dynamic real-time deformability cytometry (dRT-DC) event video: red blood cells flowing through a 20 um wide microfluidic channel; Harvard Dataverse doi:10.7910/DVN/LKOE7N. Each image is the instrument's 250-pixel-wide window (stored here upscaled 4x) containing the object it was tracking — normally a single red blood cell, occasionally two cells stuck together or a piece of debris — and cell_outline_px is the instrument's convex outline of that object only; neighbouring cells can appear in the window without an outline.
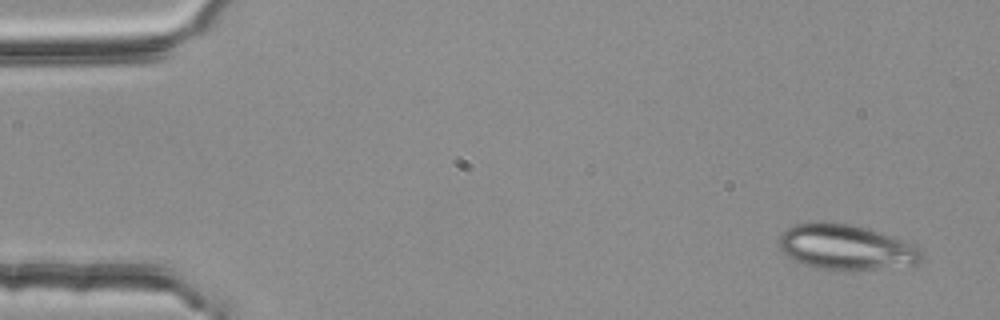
{"species": "common noctule bat (a hibernating species)", "species_latin": "Nyctalus noctula", "temperature_condition": "room temperature", "stored_images_in_passage": 3, "camera_frame_rate_fps": 3000, "um_per_image_px": 0.085, "animal": {"sex": "female", "body_mass_g": 25.1}, "frame": {"image": 1, "passage_image": 1, "time_ms": 0.0, "image_size_px": [1000, 320], "cell_outline_px": [[924, 260], [916, 264], [876, 268], [816, 268], [792, 260], [776, 244], [780, 236], [788, 228], [796, 224], [816, 220], [824, 220], [852, 224], [880, 232], [904, 240], [920, 248], [924, 252]], "centroid_in_image_um": [71.9, 20.96], "position_along_channel_um": 13.1, "area_um2": 37.51}}